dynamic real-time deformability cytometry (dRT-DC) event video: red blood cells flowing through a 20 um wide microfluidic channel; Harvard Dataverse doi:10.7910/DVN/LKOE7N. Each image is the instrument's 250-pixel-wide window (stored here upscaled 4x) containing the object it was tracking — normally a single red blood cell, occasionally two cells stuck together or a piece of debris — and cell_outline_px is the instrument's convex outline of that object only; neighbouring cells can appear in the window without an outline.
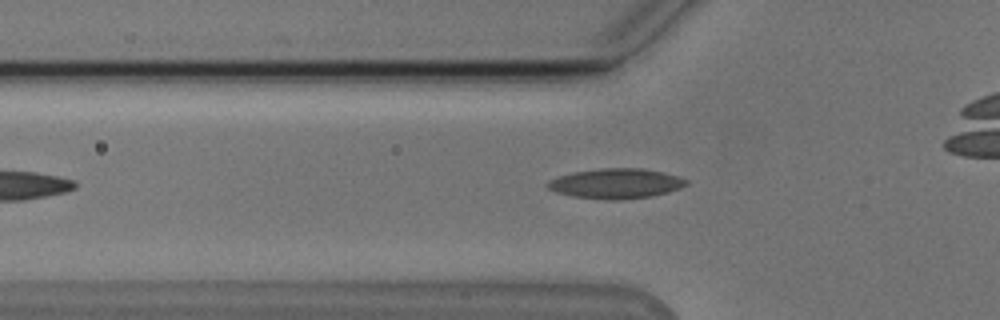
{"species": "Egyptian fruit bat (a non-hibernating species)", "species_latin": "Rousettus aegyptiacus", "temperature_condition": "cold", "stored_images_in_passage": 45, "camera_frame_rate_fps": 3000, "um_per_image_px": 0.085, "animal": {"sex": "male"}, "frame": {"image": 1, "passage_image": 9, "time_ms": 2.667, "image_size_px": [1000, 320], "cell_outline_px": [[688, 184], [680, 188], [668, 192], [652, 196], [624, 200], [604, 200], [572, 196], [556, 192], [548, 188], [544, 184], [548, 180], [572, 172], [600, 168], [640, 168], [660, 172], [676, 176], [688, 180]], "centroid_in_image_um": [52.32, 15.61], "position_along_channel_um": 73.5, "area_um2": 24.33}}
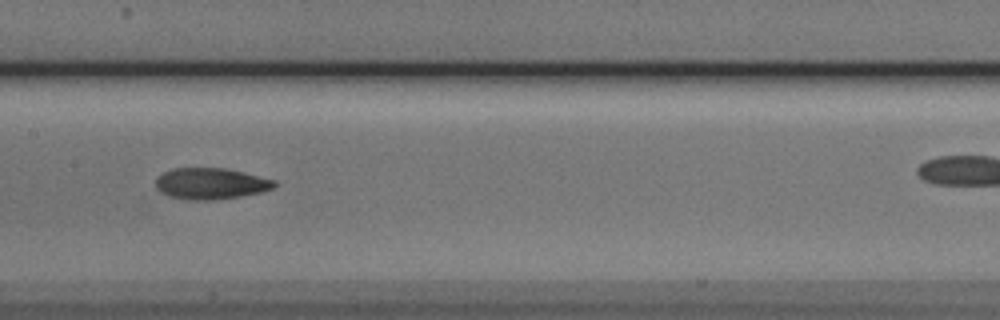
{"frame": {"image": 2, "passage_image": 18, "time_ms": 5.667, "image_size_px": [1000, 320], "cell_outline_px": [[276, 184], [272, 188], [260, 192], [240, 196], [216, 200], [188, 200], [168, 196], [160, 192], [156, 188], [156, 180], [164, 172], [172, 168], [224, 168], [244, 172], [276, 180]], "centroid_in_image_um": [17.9, 15.61], "position_along_channel_um": 189.5, "area_um2": 21.62}}
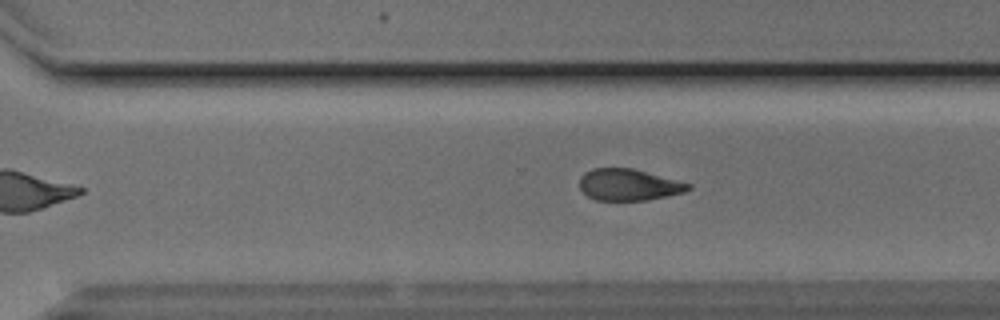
{"frame": {"image": 3, "passage_image": 28, "time_ms": 9.0, "image_size_px": [1000, 320], "cell_outline_px": [[692, 188], [684, 192], [648, 200], [596, 200], [588, 196], [580, 188], [580, 176], [584, 172], [592, 168], [632, 168], [692, 184]], "centroid_in_image_um": [53.43, 15.7], "position_along_channel_um": 317.2, "area_um2": 19.94}, "authors_computed_cell_mechanics": {"area_um2": 21.6172, "velocity_mm_per_s": 3.8456, "shape_relaxation_time_tau1_ms": 5.0903, "shape_relaxation_time_tau2_ms": 2.5882, "deformation_change_tau1": 0.1273, "deformation_change_tau2": 0.0847}}